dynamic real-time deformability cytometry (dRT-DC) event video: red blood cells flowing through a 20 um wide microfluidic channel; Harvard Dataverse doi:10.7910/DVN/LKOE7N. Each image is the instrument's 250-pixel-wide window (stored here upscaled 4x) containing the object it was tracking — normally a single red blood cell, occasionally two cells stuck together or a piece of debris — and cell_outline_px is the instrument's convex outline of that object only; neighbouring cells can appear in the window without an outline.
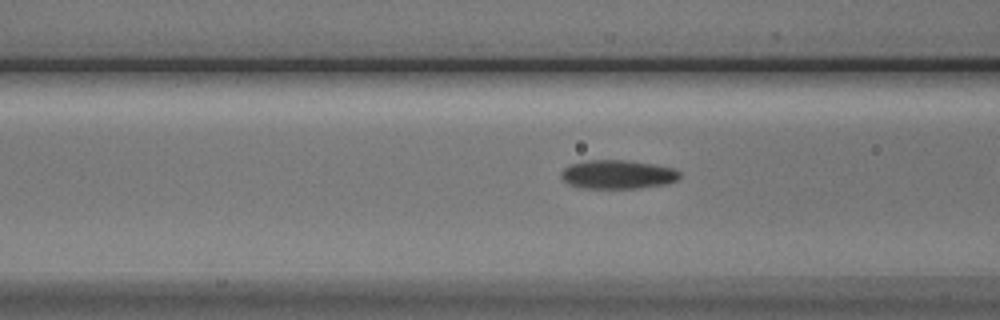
{"species": "Egyptian fruit bat (a non-hibernating species)", "species_latin": "Rousettus aegyptiacus", "temperature_condition": "cold", "stored_images_in_passage": 13, "camera_frame_rate_fps": 3000, "um_per_image_px": 0.085, "animal": {"sex": "male"}, "frame": {"image": 1, "passage_image": 11, "time_ms": 3.333, "image_size_px": [1000, 320], "cell_outline_px": [[680, 176], [676, 180], [668, 184], [640, 188], [580, 188], [568, 184], [560, 176], [560, 172], [564, 168], [572, 164], [588, 160], [624, 160], [656, 164], [676, 168], [680, 172]], "centroid_in_image_um": [52.53, 14.83], "position_along_channel_um": 114.1, "area_um2": 20.11}}